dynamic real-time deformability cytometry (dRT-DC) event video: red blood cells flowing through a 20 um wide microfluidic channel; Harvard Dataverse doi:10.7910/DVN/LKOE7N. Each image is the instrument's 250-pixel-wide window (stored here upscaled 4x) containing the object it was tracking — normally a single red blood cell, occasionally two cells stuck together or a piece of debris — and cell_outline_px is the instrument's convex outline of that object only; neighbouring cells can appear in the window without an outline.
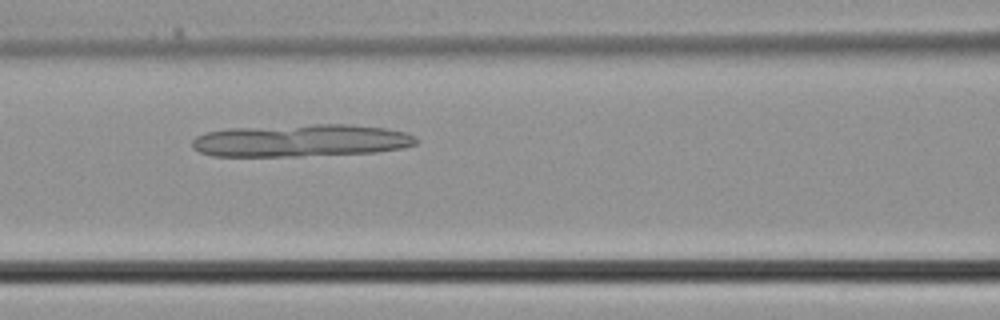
{"species": "common noctule bat (a hibernating species)", "species_latin": "Nyctalus noctula", "temperature_condition": "cold", "stored_images_in_passage": 6, "camera_frame_rate_fps": 3000, "um_per_image_px": 0.085, "animal": {"sex": "male", "body_mass_g": 21.5, "forearm_length_mm": 52.0}, "frame": {"image": 1, "passage_image": 6, "time_ms": 1.667, "image_size_px": [1000, 320], "cell_outline_px": [[420, 140], [416, 144], [404, 148], [376, 152], [300, 156], [212, 156], [200, 152], [192, 148], [192, 140], [196, 136], [204, 132], [228, 128], [312, 124], [352, 124], [384, 128], [404, 132], [416, 136]], "centroid_in_image_um": [25.58, 11.94], "position_along_channel_um": 141.0, "area_um2": 42.77}}